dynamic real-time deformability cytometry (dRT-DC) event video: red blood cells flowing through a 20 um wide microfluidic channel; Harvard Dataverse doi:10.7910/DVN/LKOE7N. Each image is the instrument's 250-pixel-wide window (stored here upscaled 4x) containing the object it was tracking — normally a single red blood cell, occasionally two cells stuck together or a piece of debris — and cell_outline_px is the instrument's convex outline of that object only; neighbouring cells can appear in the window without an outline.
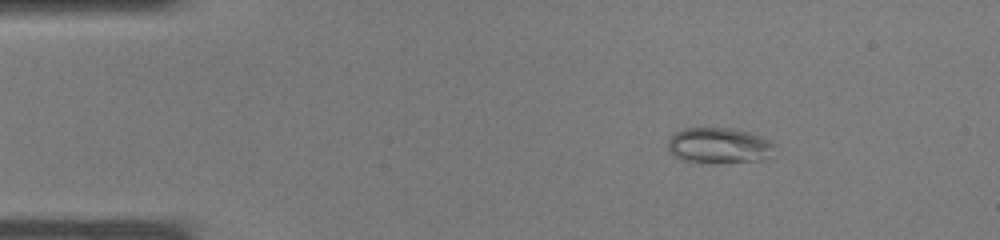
{"species": "common noctule bat (a hibernating species)", "species_latin": "Nyctalus noctula", "temperature_condition": "warm", "stored_images_in_passage": 37, "camera_frame_rate_fps": 3000, "um_per_image_px": 0.085, "animal": {"sex": "male", "body_mass_g": 19.0, "forearm_length_mm": 50.8}, "frame": {"image": 1, "passage_image": 5, "time_ms": 1.333, "image_size_px": [1000, 240], "cell_outline_px": [[776, 144], [768, 156], [764, 160], [700, 164], [680, 160], [668, 148], [668, 140], [676, 132], [684, 128], [732, 128], [748, 132], [760, 136]], "centroid_in_image_um": [61.09, 12.39], "position_along_channel_um": 23.9, "area_um2": 22.31}}
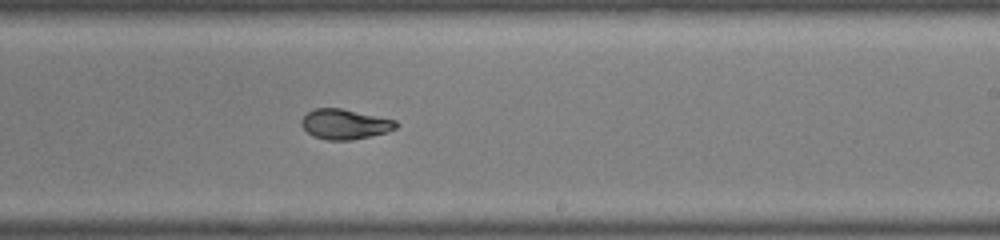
{"frame": {"image": 2, "passage_image": 22, "time_ms": 7.0, "image_size_px": [1000, 240], "cell_outline_px": [[400, 124], [396, 128], [388, 132], [348, 140], [328, 140], [312, 136], [300, 124], [300, 120], [308, 112], [316, 108], [340, 108], [396, 120]], "centroid_in_image_um": [29.31, 10.55], "position_along_channel_um": 259.7, "area_um2": 16.47}}
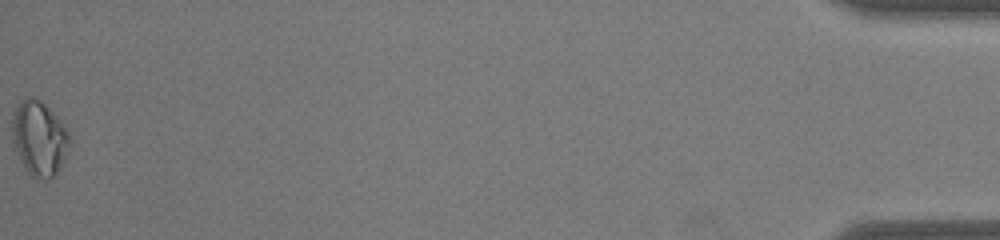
{"frame": {"image": 3, "passage_image": 37, "time_ms": 12.0, "image_size_px": [1000, 240], "cell_outline_px": [[72, 144], [56, 172], [52, 176], [32, 176], [28, 172], [20, 160], [16, 148], [12, 128], [12, 112], [20, 100], [28, 96], [32, 96], [40, 100], [60, 120], [68, 132]], "centroid_in_image_um": [3.33, 11.68], "position_along_channel_um": 431.9, "area_um2": 24.39}}